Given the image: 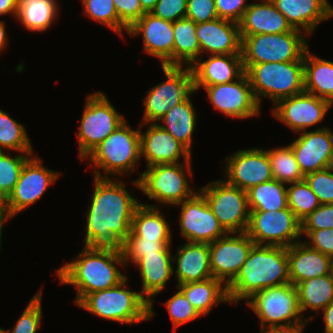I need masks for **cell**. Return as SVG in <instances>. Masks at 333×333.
Returning a JSON list of instances; mask_svg holds the SVG:
<instances>
[{
	"instance_id": "cell-49",
	"label": "cell",
	"mask_w": 333,
	"mask_h": 333,
	"mask_svg": "<svg viewBox=\"0 0 333 333\" xmlns=\"http://www.w3.org/2000/svg\"><path fill=\"white\" fill-rule=\"evenodd\" d=\"M187 0H158L151 11L156 17L175 22L186 17Z\"/></svg>"
},
{
	"instance_id": "cell-15",
	"label": "cell",
	"mask_w": 333,
	"mask_h": 333,
	"mask_svg": "<svg viewBox=\"0 0 333 333\" xmlns=\"http://www.w3.org/2000/svg\"><path fill=\"white\" fill-rule=\"evenodd\" d=\"M201 87L206 90L214 108L229 117L245 119L260 114L261 106L254 96L245 72L233 82L194 86V90L197 91Z\"/></svg>"
},
{
	"instance_id": "cell-40",
	"label": "cell",
	"mask_w": 333,
	"mask_h": 333,
	"mask_svg": "<svg viewBox=\"0 0 333 333\" xmlns=\"http://www.w3.org/2000/svg\"><path fill=\"white\" fill-rule=\"evenodd\" d=\"M289 185L291 186L287 187L288 208L302 221L321 204L305 180Z\"/></svg>"
},
{
	"instance_id": "cell-51",
	"label": "cell",
	"mask_w": 333,
	"mask_h": 333,
	"mask_svg": "<svg viewBox=\"0 0 333 333\" xmlns=\"http://www.w3.org/2000/svg\"><path fill=\"white\" fill-rule=\"evenodd\" d=\"M119 21L129 29L145 12L139 0H113Z\"/></svg>"
},
{
	"instance_id": "cell-37",
	"label": "cell",
	"mask_w": 333,
	"mask_h": 333,
	"mask_svg": "<svg viewBox=\"0 0 333 333\" xmlns=\"http://www.w3.org/2000/svg\"><path fill=\"white\" fill-rule=\"evenodd\" d=\"M250 211H278L287 208L286 183L272 179L247 191Z\"/></svg>"
},
{
	"instance_id": "cell-27",
	"label": "cell",
	"mask_w": 333,
	"mask_h": 333,
	"mask_svg": "<svg viewBox=\"0 0 333 333\" xmlns=\"http://www.w3.org/2000/svg\"><path fill=\"white\" fill-rule=\"evenodd\" d=\"M209 56L204 61L198 59L191 66L194 86L233 82L244 73L241 54Z\"/></svg>"
},
{
	"instance_id": "cell-53",
	"label": "cell",
	"mask_w": 333,
	"mask_h": 333,
	"mask_svg": "<svg viewBox=\"0 0 333 333\" xmlns=\"http://www.w3.org/2000/svg\"><path fill=\"white\" fill-rule=\"evenodd\" d=\"M309 320H299L294 323L272 326L261 330V333H303V329Z\"/></svg>"
},
{
	"instance_id": "cell-60",
	"label": "cell",
	"mask_w": 333,
	"mask_h": 333,
	"mask_svg": "<svg viewBox=\"0 0 333 333\" xmlns=\"http://www.w3.org/2000/svg\"><path fill=\"white\" fill-rule=\"evenodd\" d=\"M0 333H8V331L0 327Z\"/></svg>"
},
{
	"instance_id": "cell-29",
	"label": "cell",
	"mask_w": 333,
	"mask_h": 333,
	"mask_svg": "<svg viewBox=\"0 0 333 333\" xmlns=\"http://www.w3.org/2000/svg\"><path fill=\"white\" fill-rule=\"evenodd\" d=\"M176 256H173V262H177L175 270L177 285L213 277L210 268L209 244L187 241L186 244L178 247Z\"/></svg>"
},
{
	"instance_id": "cell-5",
	"label": "cell",
	"mask_w": 333,
	"mask_h": 333,
	"mask_svg": "<svg viewBox=\"0 0 333 333\" xmlns=\"http://www.w3.org/2000/svg\"><path fill=\"white\" fill-rule=\"evenodd\" d=\"M95 168L94 176L109 177L108 175L129 174L135 171V165L140 157V129L133 130L126 120L118 126L104 141H102L85 158ZM103 169L105 175L100 172Z\"/></svg>"
},
{
	"instance_id": "cell-44",
	"label": "cell",
	"mask_w": 333,
	"mask_h": 333,
	"mask_svg": "<svg viewBox=\"0 0 333 333\" xmlns=\"http://www.w3.org/2000/svg\"><path fill=\"white\" fill-rule=\"evenodd\" d=\"M173 324V331L184 323L195 320L201 315L190 304L184 294L178 289V292L165 302Z\"/></svg>"
},
{
	"instance_id": "cell-57",
	"label": "cell",
	"mask_w": 333,
	"mask_h": 333,
	"mask_svg": "<svg viewBox=\"0 0 333 333\" xmlns=\"http://www.w3.org/2000/svg\"><path fill=\"white\" fill-rule=\"evenodd\" d=\"M142 6V10L145 13H151V11L154 9L155 4L158 2V0H139Z\"/></svg>"
},
{
	"instance_id": "cell-17",
	"label": "cell",
	"mask_w": 333,
	"mask_h": 333,
	"mask_svg": "<svg viewBox=\"0 0 333 333\" xmlns=\"http://www.w3.org/2000/svg\"><path fill=\"white\" fill-rule=\"evenodd\" d=\"M235 234L228 233L209 244L212 276L226 286L236 277L255 244L245 232Z\"/></svg>"
},
{
	"instance_id": "cell-18",
	"label": "cell",
	"mask_w": 333,
	"mask_h": 333,
	"mask_svg": "<svg viewBox=\"0 0 333 333\" xmlns=\"http://www.w3.org/2000/svg\"><path fill=\"white\" fill-rule=\"evenodd\" d=\"M329 108H332L329 101L303 91L278 101L272 114L294 133H300L322 122Z\"/></svg>"
},
{
	"instance_id": "cell-43",
	"label": "cell",
	"mask_w": 333,
	"mask_h": 333,
	"mask_svg": "<svg viewBox=\"0 0 333 333\" xmlns=\"http://www.w3.org/2000/svg\"><path fill=\"white\" fill-rule=\"evenodd\" d=\"M171 240H145L141 237H135L131 232L123 242V256L125 265L130 261L134 265L146 254L156 253L162 250L166 245L171 244Z\"/></svg>"
},
{
	"instance_id": "cell-11",
	"label": "cell",
	"mask_w": 333,
	"mask_h": 333,
	"mask_svg": "<svg viewBox=\"0 0 333 333\" xmlns=\"http://www.w3.org/2000/svg\"><path fill=\"white\" fill-rule=\"evenodd\" d=\"M199 191L228 233L246 232L250 215L247 191L227 183L226 180L212 181Z\"/></svg>"
},
{
	"instance_id": "cell-9",
	"label": "cell",
	"mask_w": 333,
	"mask_h": 333,
	"mask_svg": "<svg viewBox=\"0 0 333 333\" xmlns=\"http://www.w3.org/2000/svg\"><path fill=\"white\" fill-rule=\"evenodd\" d=\"M101 91L86 98L77 138L80 160H84L125 119Z\"/></svg>"
},
{
	"instance_id": "cell-31",
	"label": "cell",
	"mask_w": 333,
	"mask_h": 333,
	"mask_svg": "<svg viewBox=\"0 0 333 333\" xmlns=\"http://www.w3.org/2000/svg\"><path fill=\"white\" fill-rule=\"evenodd\" d=\"M304 91L333 105V62L304 53Z\"/></svg>"
},
{
	"instance_id": "cell-16",
	"label": "cell",
	"mask_w": 333,
	"mask_h": 333,
	"mask_svg": "<svg viewBox=\"0 0 333 333\" xmlns=\"http://www.w3.org/2000/svg\"><path fill=\"white\" fill-rule=\"evenodd\" d=\"M177 205H181L180 234L187 241L210 244L228 234L200 191Z\"/></svg>"
},
{
	"instance_id": "cell-25",
	"label": "cell",
	"mask_w": 333,
	"mask_h": 333,
	"mask_svg": "<svg viewBox=\"0 0 333 333\" xmlns=\"http://www.w3.org/2000/svg\"><path fill=\"white\" fill-rule=\"evenodd\" d=\"M290 26L306 35L312 34L319 23L333 17V7L327 0H271Z\"/></svg>"
},
{
	"instance_id": "cell-58",
	"label": "cell",
	"mask_w": 333,
	"mask_h": 333,
	"mask_svg": "<svg viewBox=\"0 0 333 333\" xmlns=\"http://www.w3.org/2000/svg\"><path fill=\"white\" fill-rule=\"evenodd\" d=\"M6 217L4 215V211H3V202L0 200V228H2V226L4 225L5 221H6Z\"/></svg>"
},
{
	"instance_id": "cell-38",
	"label": "cell",
	"mask_w": 333,
	"mask_h": 333,
	"mask_svg": "<svg viewBox=\"0 0 333 333\" xmlns=\"http://www.w3.org/2000/svg\"><path fill=\"white\" fill-rule=\"evenodd\" d=\"M266 151L274 179L287 184L304 180L290 145Z\"/></svg>"
},
{
	"instance_id": "cell-26",
	"label": "cell",
	"mask_w": 333,
	"mask_h": 333,
	"mask_svg": "<svg viewBox=\"0 0 333 333\" xmlns=\"http://www.w3.org/2000/svg\"><path fill=\"white\" fill-rule=\"evenodd\" d=\"M290 283L296 285L305 279L330 274L332 258L308 246L296 242L287 247Z\"/></svg>"
},
{
	"instance_id": "cell-30",
	"label": "cell",
	"mask_w": 333,
	"mask_h": 333,
	"mask_svg": "<svg viewBox=\"0 0 333 333\" xmlns=\"http://www.w3.org/2000/svg\"><path fill=\"white\" fill-rule=\"evenodd\" d=\"M176 289L184 294L200 315H208L218 303L229 302L226 285L214 277L176 285Z\"/></svg>"
},
{
	"instance_id": "cell-35",
	"label": "cell",
	"mask_w": 333,
	"mask_h": 333,
	"mask_svg": "<svg viewBox=\"0 0 333 333\" xmlns=\"http://www.w3.org/2000/svg\"><path fill=\"white\" fill-rule=\"evenodd\" d=\"M56 0H18L16 20L30 31H45L58 17Z\"/></svg>"
},
{
	"instance_id": "cell-14",
	"label": "cell",
	"mask_w": 333,
	"mask_h": 333,
	"mask_svg": "<svg viewBox=\"0 0 333 333\" xmlns=\"http://www.w3.org/2000/svg\"><path fill=\"white\" fill-rule=\"evenodd\" d=\"M41 162L40 158L34 155L25 162L15 187L3 201V211L7 220L40 199L60 176V173L45 168Z\"/></svg>"
},
{
	"instance_id": "cell-24",
	"label": "cell",
	"mask_w": 333,
	"mask_h": 333,
	"mask_svg": "<svg viewBox=\"0 0 333 333\" xmlns=\"http://www.w3.org/2000/svg\"><path fill=\"white\" fill-rule=\"evenodd\" d=\"M170 245H166L156 253L146 254L135 265L139 267L142 290L140 294L149 302V320L153 311V297L163 290L170 277L174 273L173 255L170 252Z\"/></svg>"
},
{
	"instance_id": "cell-45",
	"label": "cell",
	"mask_w": 333,
	"mask_h": 333,
	"mask_svg": "<svg viewBox=\"0 0 333 333\" xmlns=\"http://www.w3.org/2000/svg\"><path fill=\"white\" fill-rule=\"evenodd\" d=\"M320 204H333V168L328 167L304 176Z\"/></svg>"
},
{
	"instance_id": "cell-32",
	"label": "cell",
	"mask_w": 333,
	"mask_h": 333,
	"mask_svg": "<svg viewBox=\"0 0 333 333\" xmlns=\"http://www.w3.org/2000/svg\"><path fill=\"white\" fill-rule=\"evenodd\" d=\"M155 205L141 203L134 212L131 233L145 240H172L169 224Z\"/></svg>"
},
{
	"instance_id": "cell-2",
	"label": "cell",
	"mask_w": 333,
	"mask_h": 333,
	"mask_svg": "<svg viewBox=\"0 0 333 333\" xmlns=\"http://www.w3.org/2000/svg\"><path fill=\"white\" fill-rule=\"evenodd\" d=\"M290 283L287 248L254 244L236 277L226 286L230 303L248 300L262 289Z\"/></svg>"
},
{
	"instance_id": "cell-6",
	"label": "cell",
	"mask_w": 333,
	"mask_h": 333,
	"mask_svg": "<svg viewBox=\"0 0 333 333\" xmlns=\"http://www.w3.org/2000/svg\"><path fill=\"white\" fill-rule=\"evenodd\" d=\"M245 73L259 105L262 96L275 105L281 99L304 91V61L253 64Z\"/></svg>"
},
{
	"instance_id": "cell-56",
	"label": "cell",
	"mask_w": 333,
	"mask_h": 333,
	"mask_svg": "<svg viewBox=\"0 0 333 333\" xmlns=\"http://www.w3.org/2000/svg\"><path fill=\"white\" fill-rule=\"evenodd\" d=\"M4 21L0 20V51L7 46V36Z\"/></svg>"
},
{
	"instance_id": "cell-3",
	"label": "cell",
	"mask_w": 333,
	"mask_h": 333,
	"mask_svg": "<svg viewBox=\"0 0 333 333\" xmlns=\"http://www.w3.org/2000/svg\"><path fill=\"white\" fill-rule=\"evenodd\" d=\"M77 255L76 260L57 269L61 284L76 287V305L87 294L114 287L127 277L117 268L125 264L123 253L93 251L85 246Z\"/></svg>"
},
{
	"instance_id": "cell-46",
	"label": "cell",
	"mask_w": 333,
	"mask_h": 333,
	"mask_svg": "<svg viewBox=\"0 0 333 333\" xmlns=\"http://www.w3.org/2000/svg\"><path fill=\"white\" fill-rule=\"evenodd\" d=\"M41 291L37 292L31 299L21 317L12 330V333H36L41 324ZM10 333L11 329H7Z\"/></svg>"
},
{
	"instance_id": "cell-54",
	"label": "cell",
	"mask_w": 333,
	"mask_h": 333,
	"mask_svg": "<svg viewBox=\"0 0 333 333\" xmlns=\"http://www.w3.org/2000/svg\"><path fill=\"white\" fill-rule=\"evenodd\" d=\"M18 12V0H0V16L12 14L15 18Z\"/></svg>"
},
{
	"instance_id": "cell-10",
	"label": "cell",
	"mask_w": 333,
	"mask_h": 333,
	"mask_svg": "<svg viewBox=\"0 0 333 333\" xmlns=\"http://www.w3.org/2000/svg\"><path fill=\"white\" fill-rule=\"evenodd\" d=\"M167 77L147 92L143 104L145 106L140 127L159 120L174 106L185 101L195 92L193 74L190 66L162 65Z\"/></svg>"
},
{
	"instance_id": "cell-48",
	"label": "cell",
	"mask_w": 333,
	"mask_h": 333,
	"mask_svg": "<svg viewBox=\"0 0 333 333\" xmlns=\"http://www.w3.org/2000/svg\"><path fill=\"white\" fill-rule=\"evenodd\" d=\"M186 17L196 24L218 18L215 0H187Z\"/></svg>"
},
{
	"instance_id": "cell-4",
	"label": "cell",
	"mask_w": 333,
	"mask_h": 333,
	"mask_svg": "<svg viewBox=\"0 0 333 333\" xmlns=\"http://www.w3.org/2000/svg\"><path fill=\"white\" fill-rule=\"evenodd\" d=\"M127 277L118 285L87 294L77 306L119 323L133 324L149 320V302L140 292L127 287Z\"/></svg>"
},
{
	"instance_id": "cell-52",
	"label": "cell",
	"mask_w": 333,
	"mask_h": 333,
	"mask_svg": "<svg viewBox=\"0 0 333 333\" xmlns=\"http://www.w3.org/2000/svg\"><path fill=\"white\" fill-rule=\"evenodd\" d=\"M247 0H215L218 18L239 23L249 6Z\"/></svg>"
},
{
	"instance_id": "cell-59",
	"label": "cell",
	"mask_w": 333,
	"mask_h": 333,
	"mask_svg": "<svg viewBox=\"0 0 333 333\" xmlns=\"http://www.w3.org/2000/svg\"><path fill=\"white\" fill-rule=\"evenodd\" d=\"M330 274H331V277H332V280H333V258H332V261H331Z\"/></svg>"
},
{
	"instance_id": "cell-7",
	"label": "cell",
	"mask_w": 333,
	"mask_h": 333,
	"mask_svg": "<svg viewBox=\"0 0 333 333\" xmlns=\"http://www.w3.org/2000/svg\"><path fill=\"white\" fill-rule=\"evenodd\" d=\"M305 35L294 28L279 34L240 35L244 72L253 64L304 61L308 48Z\"/></svg>"
},
{
	"instance_id": "cell-39",
	"label": "cell",
	"mask_w": 333,
	"mask_h": 333,
	"mask_svg": "<svg viewBox=\"0 0 333 333\" xmlns=\"http://www.w3.org/2000/svg\"><path fill=\"white\" fill-rule=\"evenodd\" d=\"M14 150L19 153H33V147L23 125L0 110V151Z\"/></svg>"
},
{
	"instance_id": "cell-12",
	"label": "cell",
	"mask_w": 333,
	"mask_h": 333,
	"mask_svg": "<svg viewBox=\"0 0 333 333\" xmlns=\"http://www.w3.org/2000/svg\"><path fill=\"white\" fill-rule=\"evenodd\" d=\"M246 302L260 319L262 330L313 318L301 317L298 292L296 286L291 283L262 289Z\"/></svg>"
},
{
	"instance_id": "cell-8",
	"label": "cell",
	"mask_w": 333,
	"mask_h": 333,
	"mask_svg": "<svg viewBox=\"0 0 333 333\" xmlns=\"http://www.w3.org/2000/svg\"><path fill=\"white\" fill-rule=\"evenodd\" d=\"M184 162L185 164L181 162L147 167L133 183L150 200L175 206L195 194L194 190L190 189L185 173L192 175L191 161Z\"/></svg>"
},
{
	"instance_id": "cell-19",
	"label": "cell",
	"mask_w": 333,
	"mask_h": 333,
	"mask_svg": "<svg viewBox=\"0 0 333 333\" xmlns=\"http://www.w3.org/2000/svg\"><path fill=\"white\" fill-rule=\"evenodd\" d=\"M227 183L248 191L251 187L274 179L267 151L250 148L238 150L225 159Z\"/></svg>"
},
{
	"instance_id": "cell-23",
	"label": "cell",
	"mask_w": 333,
	"mask_h": 333,
	"mask_svg": "<svg viewBox=\"0 0 333 333\" xmlns=\"http://www.w3.org/2000/svg\"><path fill=\"white\" fill-rule=\"evenodd\" d=\"M196 36L201 53L211 55L241 54L242 39L239 24L226 19L214 20L196 24Z\"/></svg>"
},
{
	"instance_id": "cell-33",
	"label": "cell",
	"mask_w": 333,
	"mask_h": 333,
	"mask_svg": "<svg viewBox=\"0 0 333 333\" xmlns=\"http://www.w3.org/2000/svg\"><path fill=\"white\" fill-rule=\"evenodd\" d=\"M196 112L190 96L171 108L159 121L163 129L182 143L191 153L192 135L196 126Z\"/></svg>"
},
{
	"instance_id": "cell-28",
	"label": "cell",
	"mask_w": 333,
	"mask_h": 333,
	"mask_svg": "<svg viewBox=\"0 0 333 333\" xmlns=\"http://www.w3.org/2000/svg\"><path fill=\"white\" fill-rule=\"evenodd\" d=\"M238 24L240 35L279 34L293 29L271 0L249 4Z\"/></svg>"
},
{
	"instance_id": "cell-61",
	"label": "cell",
	"mask_w": 333,
	"mask_h": 333,
	"mask_svg": "<svg viewBox=\"0 0 333 333\" xmlns=\"http://www.w3.org/2000/svg\"><path fill=\"white\" fill-rule=\"evenodd\" d=\"M1 236H2V228H0V250H1Z\"/></svg>"
},
{
	"instance_id": "cell-13",
	"label": "cell",
	"mask_w": 333,
	"mask_h": 333,
	"mask_svg": "<svg viewBox=\"0 0 333 333\" xmlns=\"http://www.w3.org/2000/svg\"><path fill=\"white\" fill-rule=\"evenodd\" d=\"M245 233L255 244L287 248L299 242L301 221L288 207L278 211H250Z\"/></svg>"
},
{
	"instance_id": "cell-47",
	"label": "cell",
	"mask_w": 333,
	"mask_h": 333,
	"mask_svg": "<svg viewBox=\"0 0 333 333\" xmlns=\"http://www.w3.org/2000/svg\"><path fill=\"white\" fill-rule=\"evenodd\" d=\"M333 229V204H321L301 221V230Z\"/></svg>"
},
{
	"instance_id": "cell-41",
	"label": "cell",
	"mask_w": 333,
	"mask_h": 333,
	"mask_svg": "<svg viewBox=\"0 0 333 333\" xmlns=\"http://www.w3.org/2000/svg\"><path fill=\"white\" fill-rule=\"evenodd\" d=\"M27 155V156H26ZM33 153H21L15 157L0 151V200L3 202L15 187L25 162Z\"/></svg>"
},
{
	"instance_id": "cell-21",
	"label": "cell",
	"mask_w": 333,
	"mask_h": 333,
	"mask_svg": "<svg viewBox=\"0 0 333 333\" xmlns=\"http://www.w3.org/2000/svg\"><path fill=\"white\" fill-rule=\"evenodd\" d=\"M127 32L131 37L142 34L145 52L159 58L161 65L173 66V22L145 13Z\"/></svg>"
},
{
	"instance_id": "cell-34",
	"label": "cell",
	"mask_w": 333,
	"mask_h": 333,
	"mask_svg": "<svg viewBox=\"0 0 333 333\" xmlns=\"http://www.w3.org/2000/svg\"><path fill=\"white\" fill-rule=\"evenodd\" d=\"M173 36V66L186 64L191 67L198 59L201 60L196 23L187 17L173 22Z\"/></svg>"
},
{
	"instance_id": "cell-36",
	"label": "cell",
	"mask_w": 333,
	"mask_h": 333,
	"mask_svg": "<svg viewBox=\"0 0 333 333\" xmlns=\"http://www.w3.org/2000/svg\"><path fill=\"white\" fill-rule=\"evenodd\" d=\"M301 314L307 309L323 310L333 301V280L331 274L305 279L295 285Z\"/></svg>"
},
{
	"instance_id": "cell-22",
	"label": "cell",
	"mask_w": 333,
	"mask_h": 333,
	"mask_svg": "<svg viewBox=\"0 0 333 333\" xmlns=\"http://www.w3.org/2000/svg\"><path fill=\"white\" fill-rule=\"evenodd\" d=\"M146 130H140V157L145 158L146 167L179 163L181 157L191 161L192 153L159 124L150 123Z\"/></svg>"
},
{
	"instance_id": "cell-42",
	"label": "cell",
	"mask_w": 333,
	"mask_h": 333,
	"mask_svg": "<svg viewBox=\"0 0 333 333\" xmlns=\"http://www.w3.org/2000/svg\"><path fill=\"white\" fill-rule=\"evenodd\" d=\"M84 13L89 18L109 27L122 36L128 29L119 21L113 0H82Z\"/></svg>"
},
{
	"instance_id": "cell-55",
	"label": "cell",
	"mask_w": 333,
	"mask_h": 333,
	"mask_svg": "<svg viewBox=\"0 0 333 333\" xmlns=\"http://www.w3.org/2000/svg\"><path fill=\"white\" fill-rule=\"evenodd\" d=\"M325 323V333H333V301L322 311Z\"/></svg>"
},
{
	"instance_id": "cell-20",
	"label": "cell",
	"mask_w": 333,
	"mask_h": 333,
	"mask_svg": "<svg viewBox=\"0 0 333 333\" xmlns=\"http://www.w3.org/2000/svg\"><path fill=\"white\" fill-rule=\"evenodd\" d=\"M289 145L304 176L332 166L333 132L329 128L303 131Z\"/></svg>"
},
{
	"instance_id": "cell-1",
	"label": "cell",
	"mask_w": 333,
	"mask_h": 333,
	"mask_svg": "<svg viewBox=\"0 0 333 333\" xmlns=\"http://www.w3.org/2000/svg\"><path fill=\"white\" fill-rule=\"evenodd\" d=\"M94 183L86 217L85 246L93 251L123 253V242L141 203L129 194L122 181L94 176Z\"/></svg>"
},
{
	"instance_id": "cell-50",
	"label": "cell",
	"mask_w": 333,
	"mask_h": 333,
	"mask_svg": "<svg viewBox=\"0 0 333 333\" xmlns=\"http://www.w3.org/2000/svg\"><path fill=\"white\" fill-rule=\"evenodd\" d=\"M301 235H305L310 239L309 242L304 241L311 248L333 258V229L321 230H301Z\"/></svg>"
}]
</instances>
